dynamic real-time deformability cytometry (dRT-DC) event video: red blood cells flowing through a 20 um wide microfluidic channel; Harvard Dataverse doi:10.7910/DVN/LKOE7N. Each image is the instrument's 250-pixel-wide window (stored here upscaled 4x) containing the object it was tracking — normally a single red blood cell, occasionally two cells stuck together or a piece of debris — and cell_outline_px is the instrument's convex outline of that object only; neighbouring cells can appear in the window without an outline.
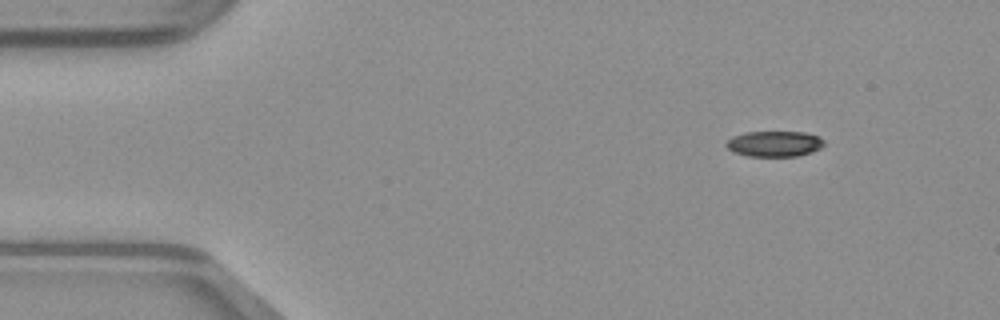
{"species": "common noctule bat (a hibernating species)", "species_latin": "Nyctalus noctula", "temperature_condition": "warm", "stored_images_in_passage": 44, "camera_frame_rate_fps": 3000, "um_per_image_px": 0.085, "animal": {"sex": "male", "body_mass_g": 23.1, "forearm_length_mm": 52.7}, "frame": {"image": 1, "passage_image": 1, "time_ms": 0.0, "image_size_px": [1000, 320], "cell_outline_px": [[824, 144], [820, 148], [812, 152], [796, 156], [748, 156], [732, 152], [724, 144], [732, 136], [744, 132], [804, 132], [820, 136], [824, 140]], "centroid_in_image_um": [65.81, 12.22], "position_along_channel_um": 19.2, "area_um2": 14.74}}
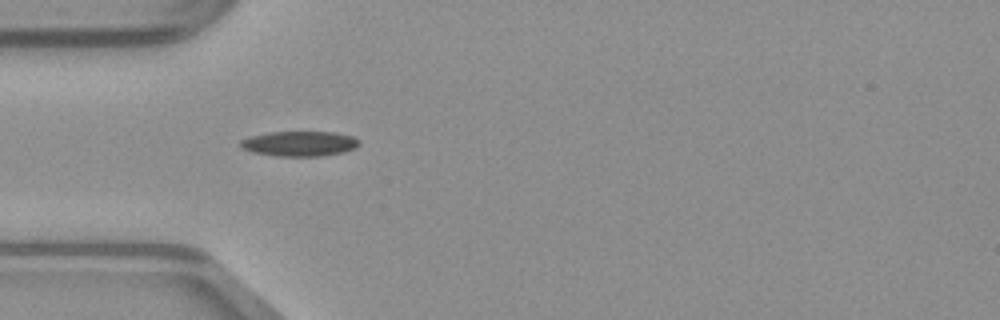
{"frame": {"image": 2, "passage_image": 10, "time_ms": 3.0, "image_size_px": [1000, 320], "cell_outline_px": [[360, 144], [356, 148], [344, 152], [324, 156], [276, 156], [252, 152], [240, 148], [240, 140], [252, 136], [268, 132], [332, 132], [352, 136], [360, 140]], "centroid_in_image_um": [25.47, 12.22], "position_along_channel_um": 59.5, "area_um2": 17.46}}
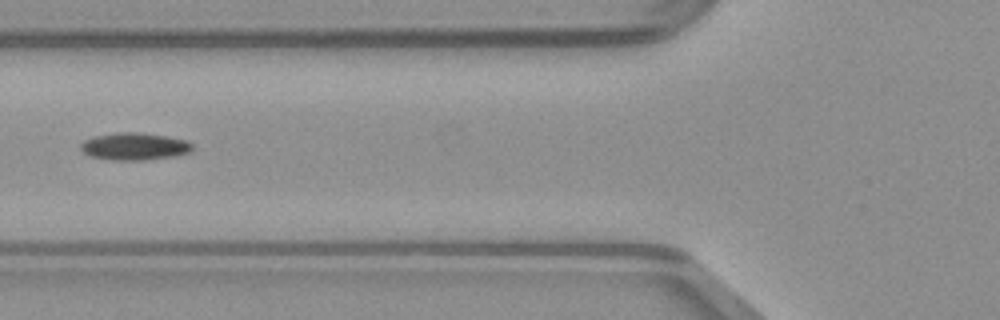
{"frame": {"image": 3, "passage_image": 14, "time_ms": 4.333, "image_size_px": [1000, 320], "cell_outline_px": [[192, 152], [176, 156], [144, 160], [112, 160], [88, 156], [80, 148], [80, 144], [84, 140], [96, 136], [116, 132], [136, 132], [164, 136], [188, 140], [192, 144]], "centroid_in_image_um": [11.44, 12.45], "position_along_channel_um": 114.4, "area_um2": 17.86}}